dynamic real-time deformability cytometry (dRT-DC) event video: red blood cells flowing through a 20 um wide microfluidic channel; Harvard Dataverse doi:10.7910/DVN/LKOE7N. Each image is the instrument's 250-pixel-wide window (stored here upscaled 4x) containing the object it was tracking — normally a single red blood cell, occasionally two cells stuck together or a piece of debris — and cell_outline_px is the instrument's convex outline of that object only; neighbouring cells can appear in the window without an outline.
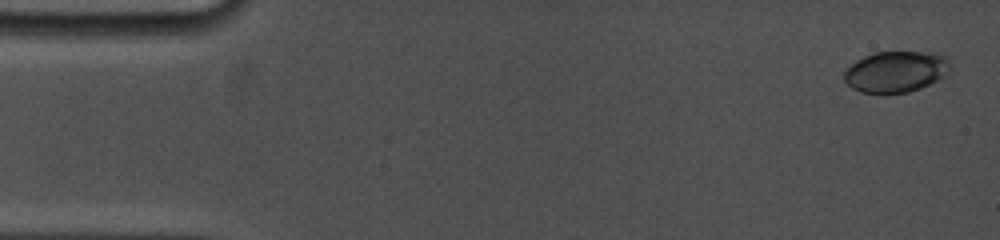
{"species": "common noctule bat (a hibernating species)", "species_latin": "Nyctalus noctula", "temperature_condition": "cold", "stored_images_in_passage": 37, "camera_frame_rate_fps": 5000, "um_per_image_px": 0.085, "animal": {"sex": "female", "body_mass_g": 19.0, "forearm_length_mm": 53.3}, "frame": {"image": 1, "passage_image": 1, "time_ms": 0.0, "image_size_px": [1000, 240], "cell_outline_px": [[952, 60], [948, 72], [944, 76], [920, 88], [908, 92], [860, 92], [852, 88], [844, 80], [844, 72], [856, 60], [864, 56], [876, 52], [936, 52], [948, 56]], "centroid_in_image_um": [76.19, 6.06], "position_along_channel_um": 8.8, "area_um2": 25.37}}
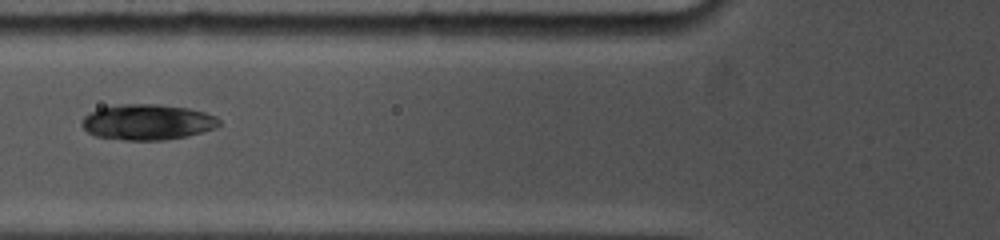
{"frame": {"image": 2, "passage_image": 15, "time_ms": 6.0, "image_size_px": [1000, 240], "cell_outline_px": [[220, 124], [216, 128], [188, 136], [164, 140], [124, 140], [96, 136], [88, 132], [80, 124], [84, 116], [100, 108], [120, 104], [160, 104], [188, 108], [204, 112], [216, 116], [220, 120]], "centroid_in_image_um": [12.55, 10.38], "position_along_channel_um": 113.2, "area_um2": 28.55}}
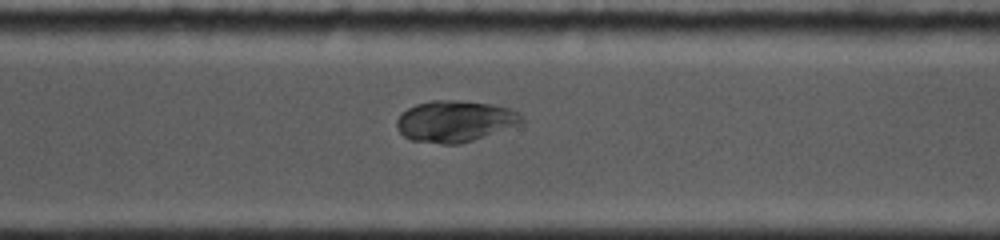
{"frame": {"image": 3, "passage_image": 28, "time_ms": 11.8, "image_size_px": [1000, 240], "cell_outline_px": [[524, 124], [460, 144], [440, 144], [412, 140], [404, 136], [396, 128], [396, 120], [408, 108], [416, 104], [432, 100], [460, 100], [492, 104], [508, 108], [520, 112], [524, 120]], "centroid_in_image_um": [38.71, 10.3], "position_along_channel_um": 331.9, "area_um2": 30.35}}